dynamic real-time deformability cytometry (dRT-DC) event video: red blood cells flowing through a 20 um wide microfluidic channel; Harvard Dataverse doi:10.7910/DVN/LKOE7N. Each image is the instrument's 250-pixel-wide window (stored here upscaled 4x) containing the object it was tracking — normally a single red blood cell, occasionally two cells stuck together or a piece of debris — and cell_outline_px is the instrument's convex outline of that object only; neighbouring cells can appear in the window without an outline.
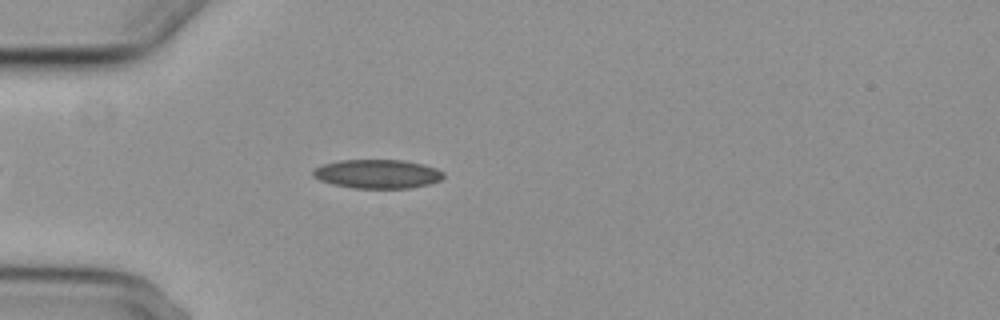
{"species": "common noctule bat (a hibernating species)", "species_latin": "Nyctalus noctula", "temperature_condition": "cold", "stored_images_in_passage": 3, "camera_frame_rate_fps": 3000, "um_per_image_px": 0.085, "animal": {"sex": "female", "body_mass_g": 29.2, "forearm_length_mm": 56.3}, "frame": {"image": 1, "passage_image": 3, "time_ms": 2.667, "image_size_px": [1000, 320], "cell_outline_px": [[444, 176], [440, 180], [428, 184], [408, 188], [352, 188], [332, 184], [320, 180], [312, 176], [312, 172], [316, 168], [324, 164], [340, 160], [404, 160], [424, 164], [436, 168], [444, 172]], "centroid_in_image_um": [32.09, 14.78], "position_along_channel_um": 52.9, "area_um2": 21.96}}